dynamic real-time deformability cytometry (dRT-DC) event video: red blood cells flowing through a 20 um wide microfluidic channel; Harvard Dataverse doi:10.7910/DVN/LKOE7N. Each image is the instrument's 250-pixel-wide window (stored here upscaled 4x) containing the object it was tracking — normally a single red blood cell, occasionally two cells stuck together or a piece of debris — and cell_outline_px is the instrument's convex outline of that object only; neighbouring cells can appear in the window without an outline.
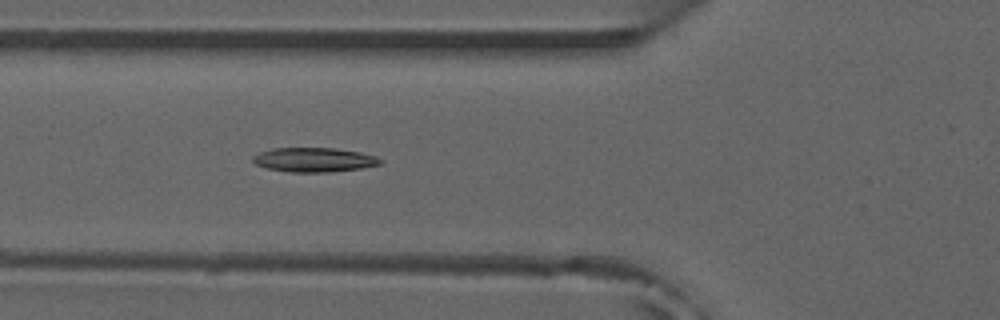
{"species": "common noctule bat (a hibernating species)", "species_latin": "Nyctalus noctula", "temperature_condition": "room temperature", "stored_images_in_passage": 39, "camera_frame_rate_fps": 3000, "um_per_image_px": 0.085, "animal": {"sex": "male", "forearm_length_mm": 52.5}, "frame": {"image": 1, "passage_image": 6, "time_ms": 1.667, "image_size_px": [1000, 320], "cell_outline_px": [[384, 164], [360, 168], [328, 172], [288, 172], [268, 168], [256, 164], [252, 160], [252, 156], [260, 152], [272, 148], [336, 148], [360, 152], [376, 156], [384, 160]], "centroid_in_image_um": [26.73, 13.58], "position_along_channel_um": 99.1, "area_um2": 18.15}}